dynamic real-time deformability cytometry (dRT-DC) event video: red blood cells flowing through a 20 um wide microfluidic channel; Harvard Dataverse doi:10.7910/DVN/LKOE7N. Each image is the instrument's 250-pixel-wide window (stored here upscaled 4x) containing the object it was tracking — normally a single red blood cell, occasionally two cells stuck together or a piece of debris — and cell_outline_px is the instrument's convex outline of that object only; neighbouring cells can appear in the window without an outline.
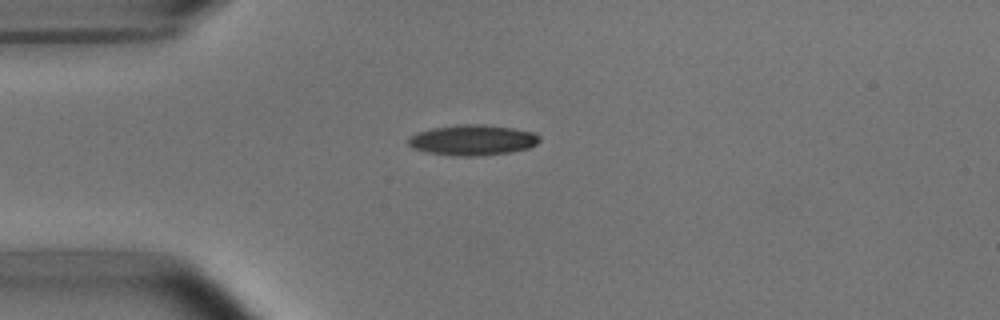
{"species": "common noctule bat (a hibernating species)", "species_latin": "Nyctalus noctula", "temperature_condition": "room temperature", "stored_images_in_passage": 3, "camera_frame_rate_fps": 3000, "um_per_image_px": 0.085, "animal": {"sex": "male", "body_mass_g": 15.6}, "frame": {"image": 1, "passage_image": 1, "time_ms": 0.0, "image_size_px": [1000, 320], "cell_outline_px": [[540, 140], [536, 144], [528, 148], [512, 152], [476, 156], [456, 156], [428, 152], [412, 148], [408, 144], [408, 136], [416, 132], [432, 128], [460, 124], [480, 124], [512, 128], [532, 132], [540, 136]], "centroid_in_image_um": [40.14, 11.9], "position_along_channel_um": 44.9, "area_um2": 23.35}}
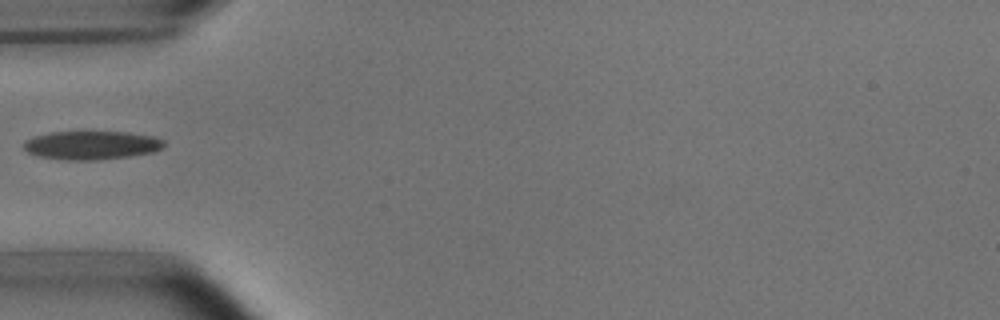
{"frame": {"image": 2, "passage_image": 2, "time_ms": 1.333, "image_size_px": [1000, 320], "cell_outline_px": [[164, 144], [160, 148], [152, 152], [128, 156], [96, 160], [68, 160], [40, 156], [28, 152], [24, 148], [24, 140], [32, 136], [52, 132], [128, 132], [156, 136], [164, 140]], "centroid_in_image_um": [7.77, 12.33], "position_along_channel_um": 77.2, "area_um2": 23.24}}